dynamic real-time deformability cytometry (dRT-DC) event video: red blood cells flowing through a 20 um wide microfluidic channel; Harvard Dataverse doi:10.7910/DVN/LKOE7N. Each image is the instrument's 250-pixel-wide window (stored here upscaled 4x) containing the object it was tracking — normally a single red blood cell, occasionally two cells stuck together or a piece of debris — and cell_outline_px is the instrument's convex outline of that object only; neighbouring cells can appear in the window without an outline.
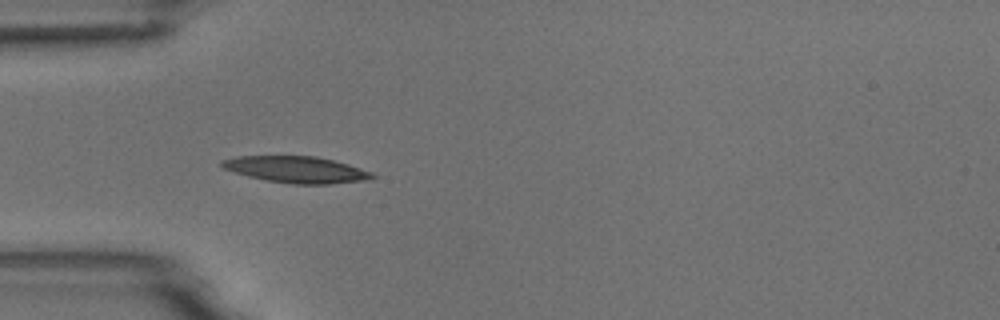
{"species": "common noctule bat (a hibernating species)", "species_latin": "Nyctalus noctula", "temperature_condition": "room temperature", "stored_images_in_passage": 5, "camera_frame_rate_fps": 3000, "um_per_image_px": 0.085, "animal": {"sex": "male", "body_mass_g": 18.8}, "frame": {"image": 1, "passage_image": 4, "time_ms": 3.333, "image_size_px": [1000, 320], "cell_outline_px": [[376, 176], [364, 180], [328, 184], [292, 184], [268, 180], [248, 176], [224, 168], [220, 164], [220, 160], [236, 156], [316, 156], [348, 164], [372, 172]], "centroid_in_image_um": [25.17, 14.4], "position_along_channel_um": 59.8, "area_um2": 22.95}}